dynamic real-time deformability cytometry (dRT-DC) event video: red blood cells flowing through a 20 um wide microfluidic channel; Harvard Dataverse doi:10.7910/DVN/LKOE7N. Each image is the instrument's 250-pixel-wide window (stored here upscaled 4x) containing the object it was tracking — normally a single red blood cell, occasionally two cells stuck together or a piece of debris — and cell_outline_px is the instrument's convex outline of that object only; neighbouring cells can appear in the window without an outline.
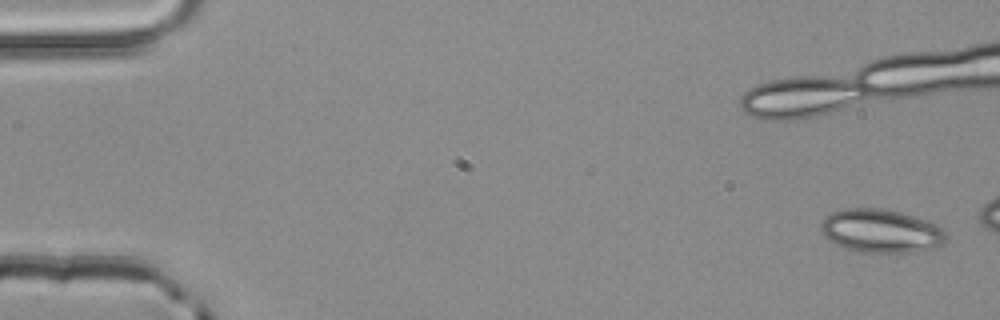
{"species": "common noctule bat (a hibernating species)", "species_latin": "Nyctalus noctula", "temperature_condition": "room temperature", "stored_images_in_passage": 3, "camera_frame_rate_fps": 3000, "um_per_image_px": 0.085, "animal": {"sex": "male", "body_mass_g": 20.4}, "frame": {"image": 1, "passage_image": 1, "time_ms": 0.0, "image_size_px": [1000, 320], "cell_outline_px": [[944, 244], [912, 252], [860, 252], [844, 248], [828, 240], [824, 236], [820, 228], [820, 224], [832, 212], [848, 208], [880, 208], [900, 212], [924, 220], [940, 228], [944, 232]], "centroid_in_image_um": [74.81, 19.63], "position_along_channel_um": 10.2, "area_um2": 31.1}}